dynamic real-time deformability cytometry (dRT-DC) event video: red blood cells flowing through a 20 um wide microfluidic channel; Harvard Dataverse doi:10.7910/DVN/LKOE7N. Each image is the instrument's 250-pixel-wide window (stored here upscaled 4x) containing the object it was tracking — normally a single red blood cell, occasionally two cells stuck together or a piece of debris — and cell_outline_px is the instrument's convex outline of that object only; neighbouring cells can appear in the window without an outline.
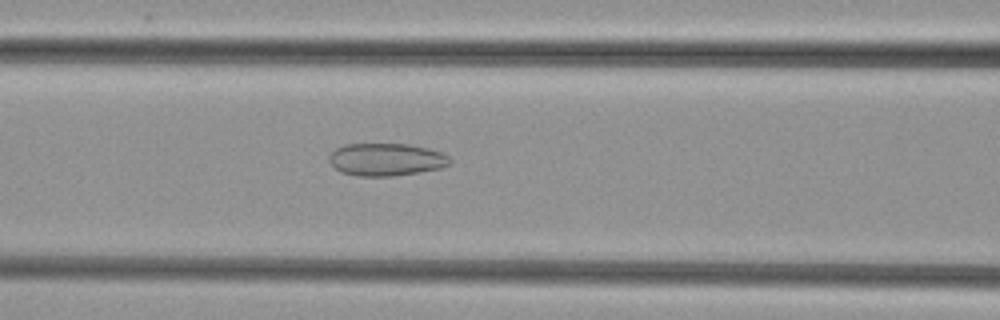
{"species": "common noctule bat (a hibernating species)", "species_latin": "Nyctalus noctula", "temperature_condition": "cold", "stored_images_in_passage": 52, "camera_frame_rate_fps": 3000, "um_per_image_px": 0.085, "animal": {"sex": "female", "body_mass_g": 29.2, "forearm_length_mm": 56.3}, "frame": {"image": 1, "passage_image": 22, "time_ms": 7.0, "image_size_px": [1000, 320], "cell_outline_px": [[452, 160], [448, 164], [440, 168], [392, 176], [356, 176], [340, 172], [328, 160], [328, 156], [336, 148], [344, 144], [408, 144], [428, 148], [440, 152], [448, 156]], "centroid_in_image_um": [32.79, 13.55], "position_along_channel_um": 133.8, "area_um2": 22.83}}
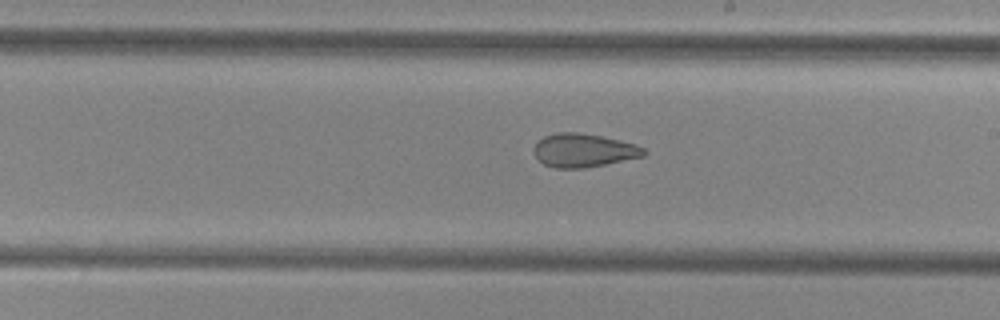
{"frame": {"image": 2, "passage_image": 30, "time_ms": 9.667, "image_size_px": [1000, 320], "cell_outline_px": [[648, 152], [644, 156], [584, 168], [556, 168], [544, 164], [532, 152], [532, 148], [544, 136], [556, 132], [576, 132], [600, 136], [636, 144], [644, 148]], "centroid_in_image_um": [49.59, 12.78], "position_along_channel_um": 239.4, "area_um2": 21.33}}
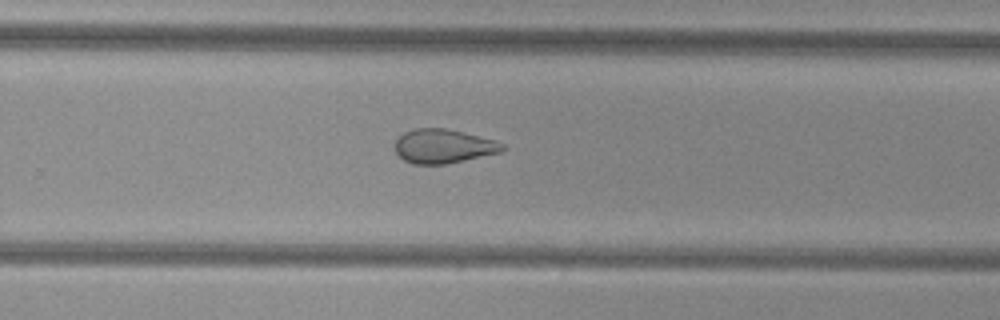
{"frame": {"image": 3, "passage_image": 34, "time_ms": 11.0, "image_size_px": [1000, 320], "cell_outline_px": [[508, 148], [504, 152], [444, 164], [412, 164], [404, 160], [396, 152], [396, 140], [404, 132], [416, 128], [444, 128], [496, 140], [504, 144]], "centroid_in_image_um": [37.74, 12.43], "position_along_channel_um": 292.1, "area_um2": 21.33}}